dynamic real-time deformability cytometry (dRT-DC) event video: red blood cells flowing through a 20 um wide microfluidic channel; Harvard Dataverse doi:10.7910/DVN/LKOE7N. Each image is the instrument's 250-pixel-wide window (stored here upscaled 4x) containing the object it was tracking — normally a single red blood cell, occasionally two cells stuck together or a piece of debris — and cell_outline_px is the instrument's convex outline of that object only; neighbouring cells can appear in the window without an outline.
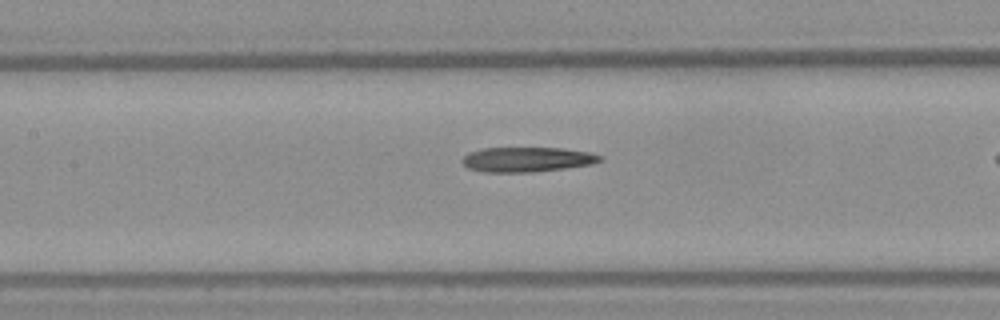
{"species": "Egyptian fruit bat (a non-hibernating species)", "species_latin": "Rousettus aegyptiacus", "temperature_condition": "warm", "stored_images_in_passage": 24, "camera_frame_rate_fps": 3000, "um_per_image_px": 0.085, "frame": {"image": 1, "passage_image": 14, "time_ms": 4.333, "image_size_px": [1000, 320], "cell_outline_px": [[604, 160], [592, 164], [564, 168], [532, 172], [484, 172], [468, 168], [460, 160], [468, 152], [484, 148], [564, 148], [588, 152], [604, 156]], "centroid_in_image_um": [44.81, 13.55], "position_along_channel_um": 162.6, "area_um2": 20.0}}
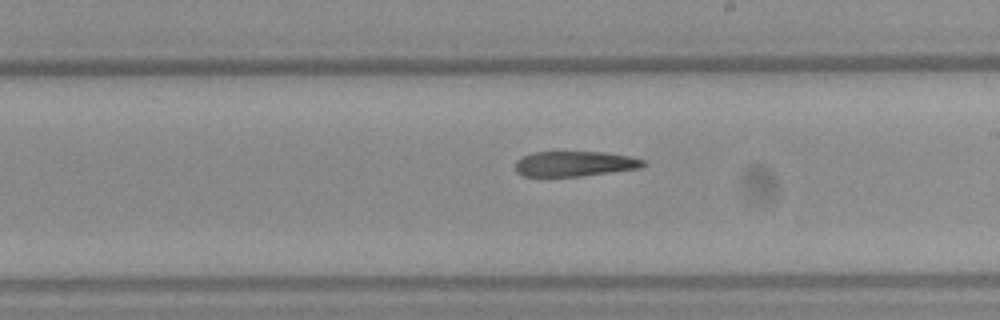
{"frame": {"image": 2, "passage_image": 19, "time_ms": 6.0, "image_size_px": [1000, 320], "cell_outline_px": [[648, 164], [640, 168], [580, 176], [524, 176], [516, 172], [516, 160], [532, 152], [604, 152], [632, 156], [644, 160]], "centroid_in_image_um": [48.88, 13.91], "position_along_channel_um": 240.1, "area_um2": 18.79}}
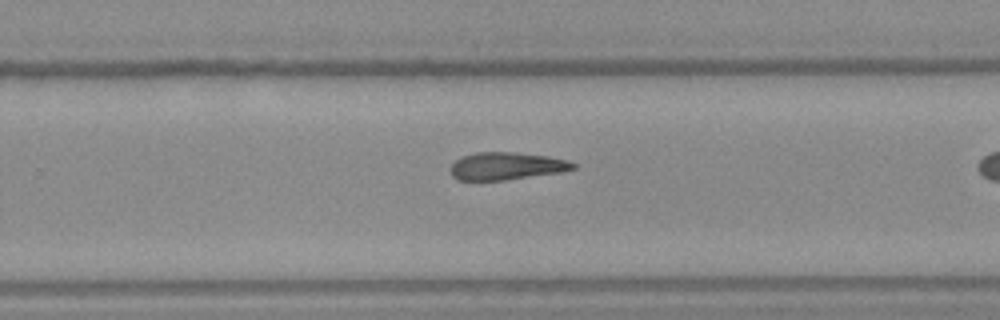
{"frame": {"image": 3, "passage_image": 22, "time_ms": 7.0, "image_size_px": [1000, 320], "cell_outline_px": [[576, 168], [560, 172], [504, 180], [456, 180], [452, 176], [448, 168], [456, 160], [464, 156], [476, 152], [516, 152], [548, 156], [568, 160], [576, 164]], "centroid_in_image_um": [43.03, 14.11], "position_along_channel_um": 286.8, "area_um2": 19.71}}